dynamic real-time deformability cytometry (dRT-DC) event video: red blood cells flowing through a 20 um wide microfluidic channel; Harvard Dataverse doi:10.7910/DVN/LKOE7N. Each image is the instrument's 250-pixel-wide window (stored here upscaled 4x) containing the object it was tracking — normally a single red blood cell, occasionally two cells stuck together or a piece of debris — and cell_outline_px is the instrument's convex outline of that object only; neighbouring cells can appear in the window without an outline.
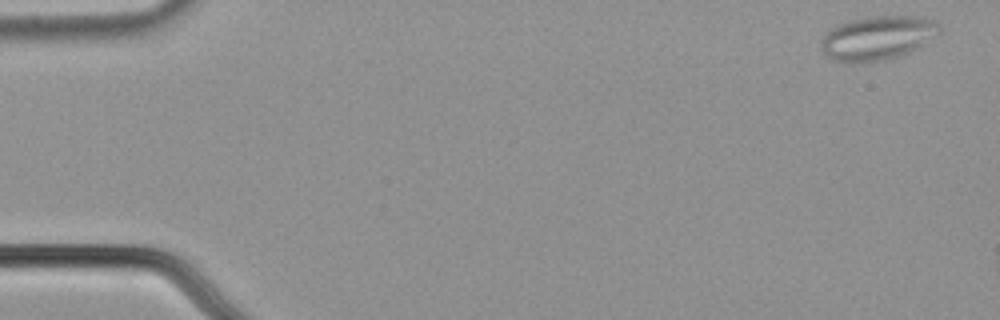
{"species": "common noctule bat (a hibernating species)", "species_latin": "Nyctalus noctula", "temperature_condition": "cold", "stored_images_in_passage": 11, "camera_frame_rate_fps": 3000, "um_per_image_px": 0.085, "animal": {"sex": "male", "body_mass_g": 21.5, "forearm_length_mm": 52.0}, "frame": {"image": 1, "passage_image": 1, "time_ms": 0.0, "image_size_px": [1000, 320], "cell_outline_px": [[940, 32], [916, 48], [908, 52], [896, 56], [880, 60], [832, 60], [820, 52], [820, 40], [836, 24], [848, 20], [864, 16], [920, 16], [936, 20], [940, 24]], "centroid_in_image_um": [74.57, 3.16], "position_along_channel_um": 10.4, "area_um2": 30.0}}